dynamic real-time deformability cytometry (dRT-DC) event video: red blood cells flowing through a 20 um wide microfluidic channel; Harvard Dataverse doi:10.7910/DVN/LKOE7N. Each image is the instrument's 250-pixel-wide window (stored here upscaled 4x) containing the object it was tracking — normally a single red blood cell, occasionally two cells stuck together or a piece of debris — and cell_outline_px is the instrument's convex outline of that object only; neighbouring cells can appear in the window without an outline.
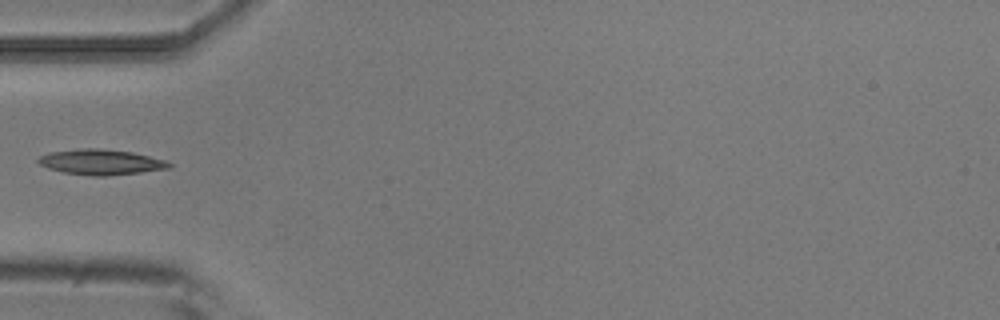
{"species": "common noctule bat (a hibernating species)", "species_latin": "Nyctalus noctula", "temperature_condition": "room temperature", "stored_images_in_passage": 7, "camera_frame_rate_fps": 3000, "um_per_image_px": 0.085, "animal": {"sex": "male", "body_mass_g": 20.5, "forearm_length_mm": 52.5}, "frame": {"image": 1, "passage_image": 5, "time_ms": 1.333, "image_size_px": [1000, 320], "cell_outline_px": [[172, 168], [140, 172], [104, 176], [96, 176], [64, 172], [48, 168], [40, 164], [36, 160], [40, 156], [48, 152], [84, 148], [100, 148], [132, 152], [164, 160], [172, 164]], "centroid_in_image_um": [8.57, 13.77], "position_along_channel_um": 76.4, "area_um2": 19.19}}
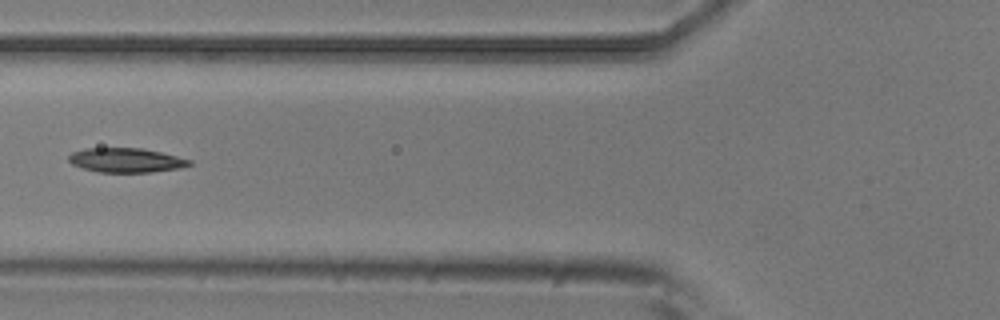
{"frame": {"image": 2, "passage_image": 6, "time_ms": 1.667, "image_size_px": [1000, 320], "cell_outline_px": [[192, 164], [180, 168], [148, 172], [96, 172], [72, 164], [68, 160], [68, 156], [72, 152], [84, 148], [144, 148], [192, 160]], "centroid_in_image_um": [10.69, 13.61], "position_along_channel_um": 115.1, "area_um2": 17.11}}
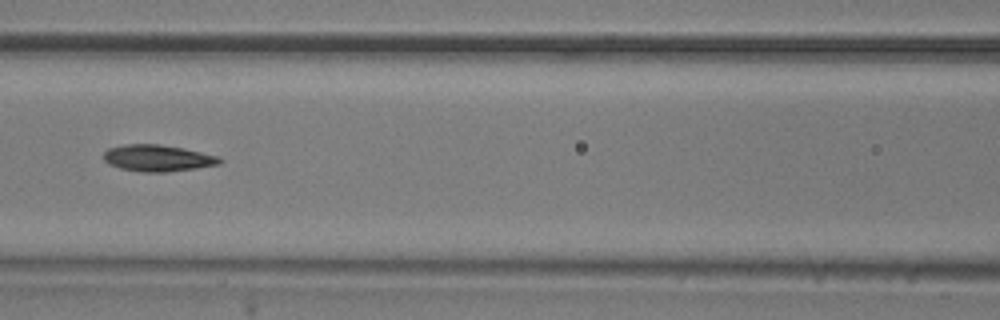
{"frame": {"image": 3, "passage_image": 7, "time_ms": 2.0, "image_size_px": [1000, 320], "cell_outline_px": [[224, 160], [220, 164], [196, 168], [164, 172], [144, 172], [120, 168], [108, 164], [104, 160], [104, 152], [108, 148], [124, 144], [160, 144], [184, 148], [220, 156]], "centroid_in_image_um": [13.43, 13.43], "position_along_channel_um": 153.2, "area_um2": 18.09}}